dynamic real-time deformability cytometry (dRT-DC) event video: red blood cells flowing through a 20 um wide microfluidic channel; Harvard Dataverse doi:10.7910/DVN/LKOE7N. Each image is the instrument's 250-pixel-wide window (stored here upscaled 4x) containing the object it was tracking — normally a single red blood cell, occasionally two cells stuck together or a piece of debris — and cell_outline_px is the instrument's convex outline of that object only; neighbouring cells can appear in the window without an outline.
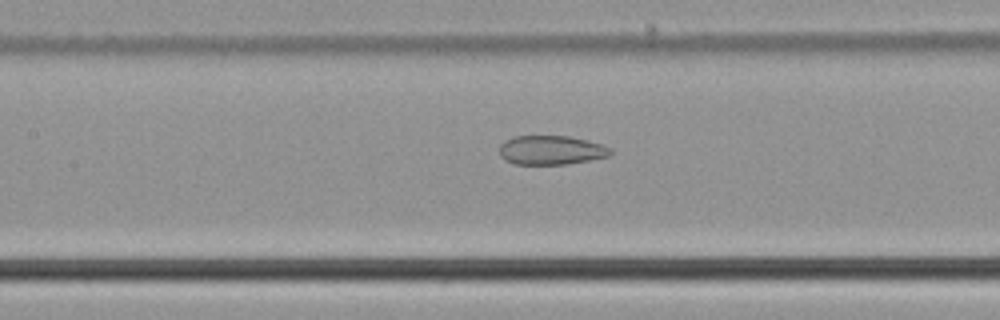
{"species": "common noctule bat (a hibernating species)", "species_latin": "Nyctalus noctula", "temperature_condition": "cold", "stored_images_in_passage": 33, "camera_frame_rate_fps": 3000, "um_per_image_px": 0.085, "animal": {"sex": "male", "body_mass_g": 21.5, "forearm_length_mm": 52.0}, "frame": {"image": 1, "passage_image": 15, "time_ms": 4.667, "image_size_px": [1000, 320], "cell_outline_px": [[612, 152], [608, 156], [568, 164], [512, 164], [504, 160], [500, 156], [500, 144], [504, 140], [512, 136], [568, 136], [588, 140], [612, 148]], "centroid_in_image_um": [46.81, 12.76], "position_along_channel_um": 160.6, "area_um2": 18.96}}
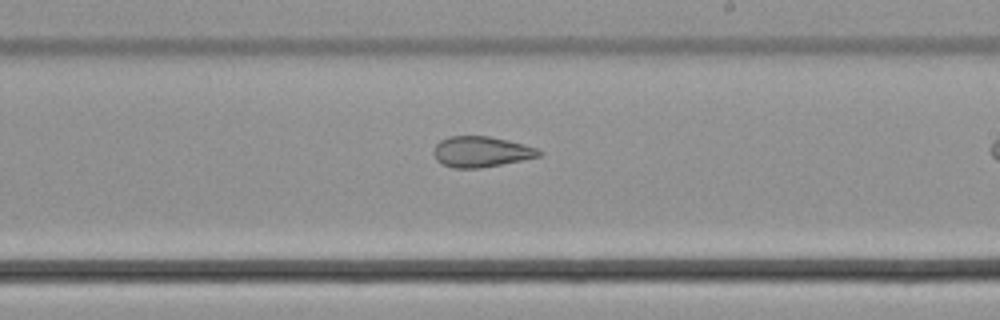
{"frame": {"image": 2, "passage_image": 22, "time_ms": 7.0, "image_size_px": [1000, 320], "cell_outline_px": [[544, 152], [540, 156], [480, 168], [452, 168], [436, 160], [432, 152], [436, 144], [440, 140], [448, 136], [488, 136], [508, 140], [536, 148]], "centroid_in_image_um": [40.86, 12.89], "position_along_channel_um": 248.1, "area_um2": 18.73}}
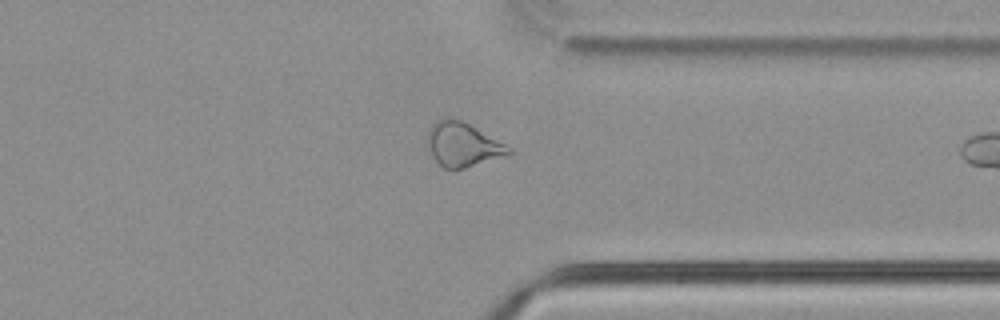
{"frame": {"image": 3, "passage_image": 32, "time_ms": 10.333, "image_size_px": [1000, 320], "cell_outline_px": [[512, 152], [504, 156], [464, 168], [444, 168], [432, 156], [428, 148], [428, 132], [432, 124], [436, 120], [444, 116], [448, 116], [460, 120], [476, 128], [512, 148]], "centroid_in_image_um": [39.3, 12.26], "position_along_channel_um": 372.1, "area_um2": 20.58}}